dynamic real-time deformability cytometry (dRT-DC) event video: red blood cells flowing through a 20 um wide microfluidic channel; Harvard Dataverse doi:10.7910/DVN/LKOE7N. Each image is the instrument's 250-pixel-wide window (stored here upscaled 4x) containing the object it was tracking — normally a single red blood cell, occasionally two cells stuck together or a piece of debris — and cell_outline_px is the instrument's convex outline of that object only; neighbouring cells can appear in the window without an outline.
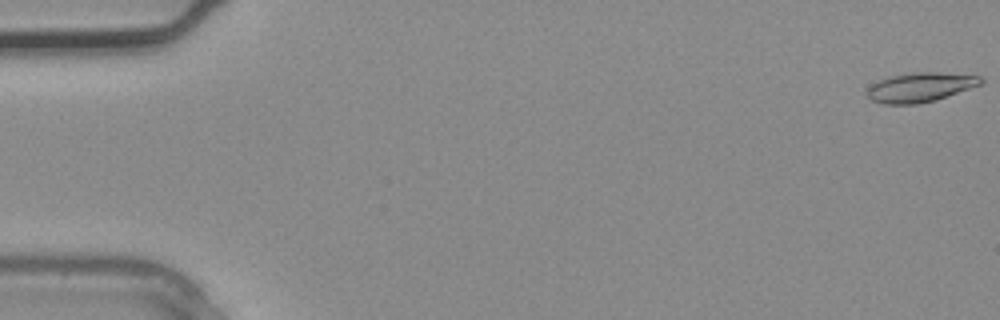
{"species": "common noctule bat (a hibernating species)", "species_latin": "Nyctalus noctula", "temperature_condition": "warm", "stored_images_in_passage": 4, "camera_frame_rate_fps": 3000, "um_per_image_px": 0.085, "animal": {"sex": "male", "body_mass_g": 20.4}, "frame": {"image": 1, "passage_image": 1, "time_ms": 0.0, "image_size_px": [1000, 320], "cell_outline_px": [[984, 84], [936, 100], [916, 104], [884, 104], [872, 100], [864, 92], [876, 80], [888, 76], [912, 72], [940, 72], [980, 76], [984, 80]], "centroid_in_image_um": [78.22, 7.41], "position_along_channel_um": 6.8, "area_um2": 19.83}}